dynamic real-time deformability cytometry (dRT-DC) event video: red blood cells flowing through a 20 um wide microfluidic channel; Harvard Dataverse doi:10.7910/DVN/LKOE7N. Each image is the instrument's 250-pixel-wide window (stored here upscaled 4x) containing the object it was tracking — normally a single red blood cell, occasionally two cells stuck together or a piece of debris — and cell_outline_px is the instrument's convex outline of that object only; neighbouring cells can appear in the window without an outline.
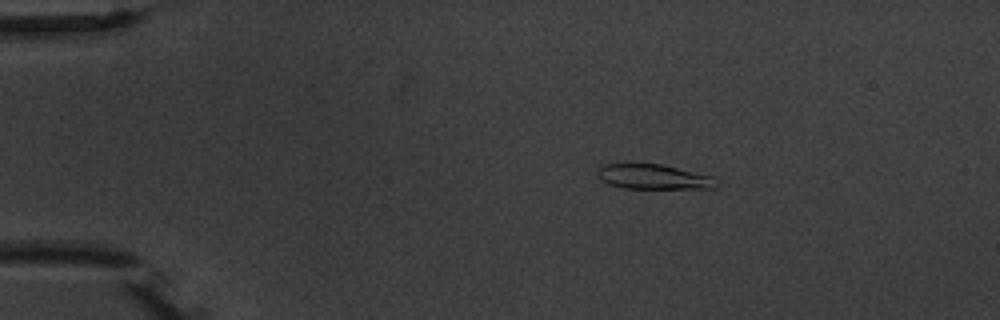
{"species": "common noctule bat (a hibernating species)", "species_latin": "Nyctalus noctula", "temperature_condition": "warm", "stored_images_in_passage": 4, "camera_frame_rate_fps": 3000, "um_per_image_px": 0.085, "animal": {"sex": "male", "body_mass_g": 20.1, "forearm_length_mm": 53.5}, "frame": {"image": 1, "passage_image": 2, "time_ms": 2.333, "image_size_px": [1000, 320], "cell_outline_px": [[716, 188], [624, 188], [608, 184], [600, 180], [596, 172], [596, 168], [604, 164], [660, 164], [712, 176]], "centroid_in_image_um": [55.45, 15.03], "position_along_channel_um": 29.6, "area_um2": 16.99}}